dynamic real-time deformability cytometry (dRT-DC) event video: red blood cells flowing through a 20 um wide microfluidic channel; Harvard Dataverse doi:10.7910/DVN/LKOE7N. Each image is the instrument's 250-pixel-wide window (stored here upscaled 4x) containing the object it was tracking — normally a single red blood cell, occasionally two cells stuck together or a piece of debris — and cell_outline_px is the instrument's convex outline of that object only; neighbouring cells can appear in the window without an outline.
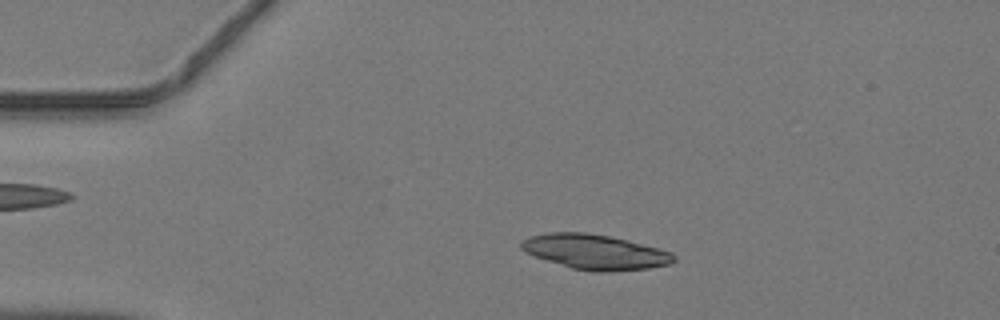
{"species": "common noctule bat (a hibernating species)", "species_latin": "Nyctalus noctula", "temperature_condition": "warm", "stored_images_in_passage": 45, "camera_frame_rate_fps": 3000, "um_per_image_px": 0.085, "animal": {"sex": "male", "body_mass_g": 19.2, "forearm_length_mm": 51.8}, "frame": {"image": 1, "passage_image": 9, "time_ms": 2.667, "image_size_px": [1000, 320], "cell_outline_px": [[676, 260], [672, 264], [648, 268], [608, 272], [600, 272], [572, 268], [524, 252], [520, 248], [520, 244], [528, 236], [548, 232], [584, 232], [608, 236], [628, 240], [672, 252], [676, 256]], "centroid_in_image_um": [50.6, 21.41], "position_along_channel_um": 34.4, "area_um2": 30.92}}